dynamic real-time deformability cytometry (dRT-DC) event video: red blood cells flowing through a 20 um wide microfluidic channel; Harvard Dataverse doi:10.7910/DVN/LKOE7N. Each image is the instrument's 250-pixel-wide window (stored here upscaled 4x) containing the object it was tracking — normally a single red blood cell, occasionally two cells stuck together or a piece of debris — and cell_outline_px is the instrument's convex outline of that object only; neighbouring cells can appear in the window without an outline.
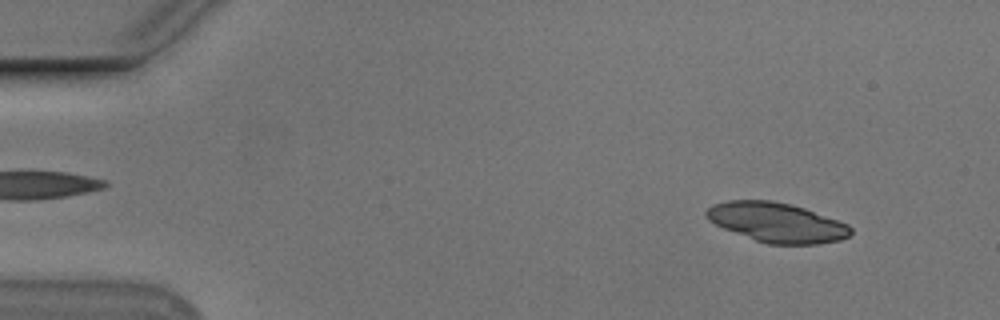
{"species": "Egyptian fruit bat (a non-hibernating species)", "species_latin": "Rousettus aegyptiacus", "temperature_condition": "cold", "stored_images_in_passage": 53, "segment_of_instrument_passage": [1, 2], "camera_frame_rate_fps": 3000, "um_per_image_px": 0.085, "animal": {"sex": "male"}, "frame": {"image": 1, "passage_image": 5, "time_ms": 1.333, "image_size_px": [1000, 320], "cell_outline_px": [[852, 232], [848, 236], [840, 240], [816, 244], [768, 244], [756, 240], [724, 228], [708, 220], [704, 216], [704, 212], [712, 204], [728, 200], [772, 200], [804, 208], [848, 224], [852, 228]], "centroid_in_image_um": [66.0, 18.9], "position_along_channel_um": 19.0, "area_um2": 33.06}}